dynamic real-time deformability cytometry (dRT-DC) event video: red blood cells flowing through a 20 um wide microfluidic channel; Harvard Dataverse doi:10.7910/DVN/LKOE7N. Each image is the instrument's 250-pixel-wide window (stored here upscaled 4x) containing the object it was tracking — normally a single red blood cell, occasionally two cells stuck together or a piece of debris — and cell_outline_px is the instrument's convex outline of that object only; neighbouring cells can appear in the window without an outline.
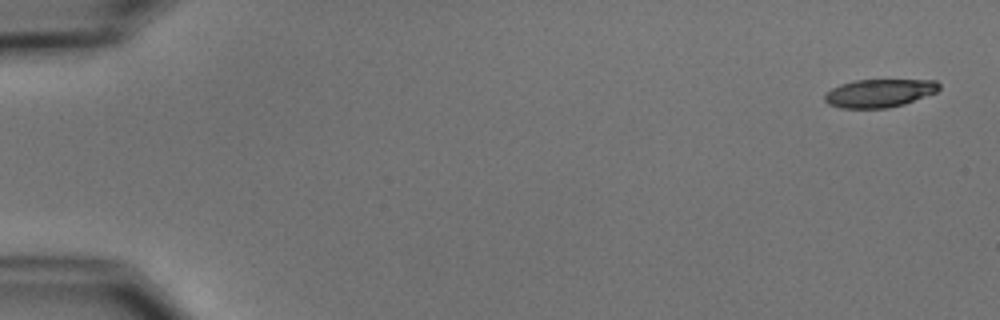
{"species": "common noctule bat (a hibernating species)", "species_latin": "Nyctalus noctula", "temperature_condition": "cold", "stored_images_in_passage": 5, "camera_frame_rate_fps": 3000, "um_per_image_px": 0.085, "animal": {"sex": "male", "body_mass_g": 15.6}, "frame": {"image": 1, "passage_image": 1, "time_ms": 0.0, "image_size_px": [1000, 320], "cell_outline_px": [[940, 88], [936, 92], [904, 104], [888, 108], [840, 108], [828, 104], [824, 100], [824, 96], [832, 88], [840, 84], [856, 80], [936, 80], [940, 84]], "centroid_in_image_um": [74.74, 7.92], "position_along_channel_um": 10.3, "area_um2": 18.73}}
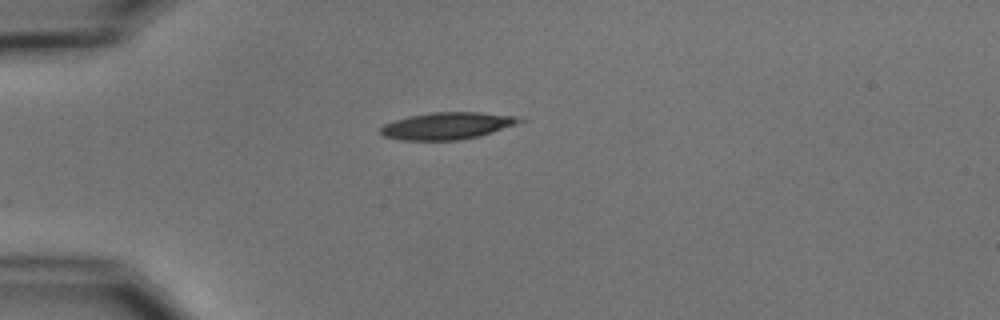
{"frame": {"image": 2, "passage_image": 4, "time_ms": 4.333, "image_size_px": [1000, 320], "cell_outline_px": [[528, 120], [480, 136], [460, 140], [400, 140], [384, 136], [380, 132], [380, 128], [384, 124], [408, 116], [432, 112], [480, 112], [516, 116]], "centroid_in_image_um": [38.03, 10.69], "position_along_channel_um": 47.0, "area_um2": 21.91}}